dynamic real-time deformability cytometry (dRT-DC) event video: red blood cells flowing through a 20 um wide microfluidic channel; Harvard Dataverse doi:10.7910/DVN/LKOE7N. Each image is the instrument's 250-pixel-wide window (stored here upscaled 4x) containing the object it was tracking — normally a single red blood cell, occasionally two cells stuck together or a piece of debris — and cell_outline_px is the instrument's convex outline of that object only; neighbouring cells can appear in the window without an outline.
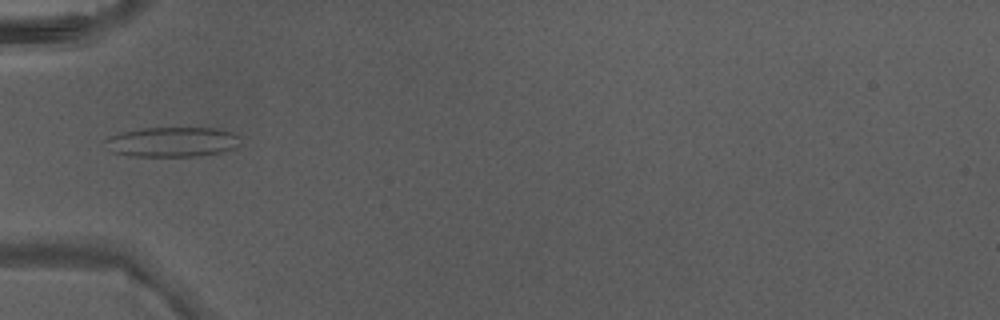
{"species": "Egyptian fruit bat (a non-hibernating species)", "species_latin": "Rousettus aegyptiacus", "temperature_condition": "warm", "stored_images_in_passage": 2, "camera_frame_rate_fps": 3000, "um_per_image_px": 0.085, "animal": {"sex": "male"}, "frame": {"image": 1, "passage_image": 2, "time_ms": 0.333, "image_size_px": [1000, 320], "cell_outline_px": [[240, 144], [232, 148], [220, 152], [196, 156], [132, 156], [112, 152], [108, 140], [108, 136], [120, 132], [144, 128], [216, 128], [228, 132], [236, 136]], "centroid_in_image_um": [14.62, 12.06], "position_along_channel_um": 70.4, "area_um2": 22.95}}